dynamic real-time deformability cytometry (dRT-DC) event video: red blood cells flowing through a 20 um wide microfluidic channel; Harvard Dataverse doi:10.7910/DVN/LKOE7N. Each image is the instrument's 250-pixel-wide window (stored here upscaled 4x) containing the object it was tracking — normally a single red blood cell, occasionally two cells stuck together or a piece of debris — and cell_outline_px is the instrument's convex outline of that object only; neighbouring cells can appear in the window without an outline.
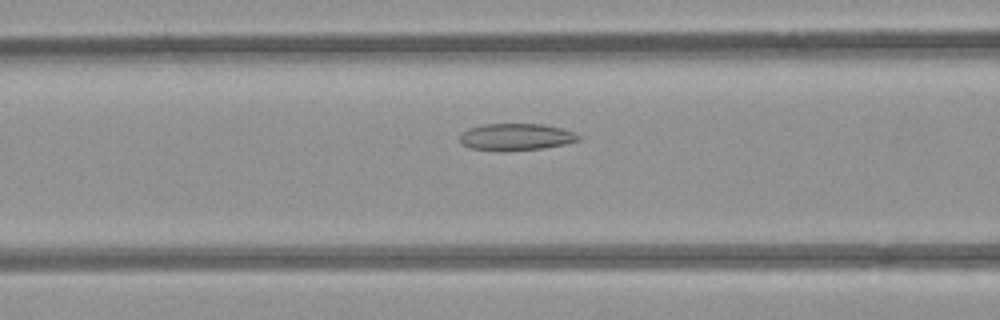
{"species": "common noctule bat (a hibernating species)", "species_latin": "Nyctalus noctula", "temperature_condition": "room temperature", "stored_images_in_passage": 42, "camera_frame_rate_fps": 3000, "um_per_image_px": 0.085, "animal": {"sex": "female", "body_mass_g": 21.9}, "frame": {"image": 1, "passage_image": 10, "time_ms": 3.0, "image_size_px": [1000, 320], "cell_outline_px": [[580, 140], [564, 144], [544, 148], [472, 148], [460, 144], [460, 132], [468, 128], [484, 124], [544, 124], [576, 132], [580, 136]], "centroid_in_image_um": [43.89, 11.58], "position_along_channel_um": 122.7, "area_um2": 17.86}}
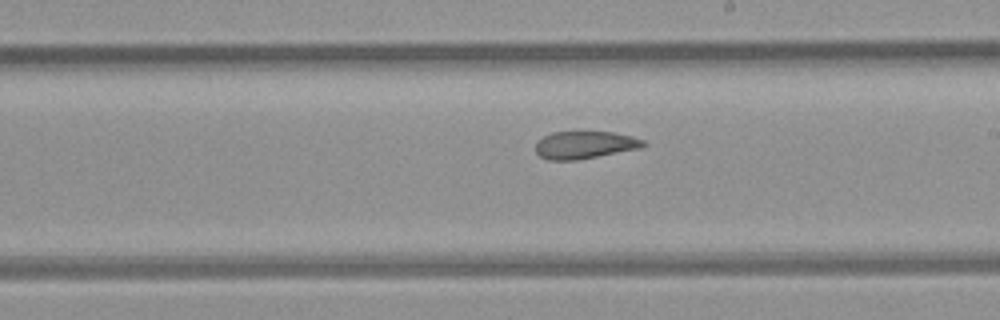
{"frame": {"image": 2, "passage_image": 19, "time_ms": 6.0, "image_size_px": [1000, 320], "cell_outline_px": [[648, 144], [640, 148], [576, 160], [548, 160], [540, 156], [536, 152], [536, 144], [544, 136], [552, 132], [580, 128], [612, 132], [632, 136], [644, 140]], "centroid_in_image_um": [49.7, 12.26], "position_along_channel_um": 239.3, "area_um2": 17.98}}
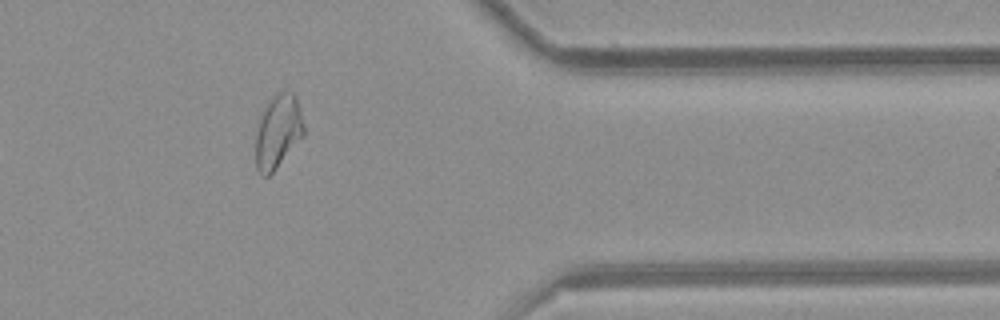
{"frame": {"image": 3, "passage_image": 32, "time_ms": 10.333, "image_size_px": [1000, 320], "cell_outline_px": [[304, 136], [276, 168], [268, 176], [264, 176], [256, 168], [256, 132], [260, 120], [268, 100], [276, 92], [292, 92], [296, 96], [300, 108], [304, 128]], "centroid_in_image_um": [23.64, 11.16], "position_along_channel_um": 387.8, "area_um2": 20.46}, "authors_computed_cell_mechanics": {"area_um2": 19.7098, "velocity_mm_per_s": 3.886, "shape_relaxation_time_tau1_ms": null, "shape_relaxation_time_tau2_ms": 3.0329, "deformation_change_tau1": null, "deformation_change_tau2": 0.0946}}